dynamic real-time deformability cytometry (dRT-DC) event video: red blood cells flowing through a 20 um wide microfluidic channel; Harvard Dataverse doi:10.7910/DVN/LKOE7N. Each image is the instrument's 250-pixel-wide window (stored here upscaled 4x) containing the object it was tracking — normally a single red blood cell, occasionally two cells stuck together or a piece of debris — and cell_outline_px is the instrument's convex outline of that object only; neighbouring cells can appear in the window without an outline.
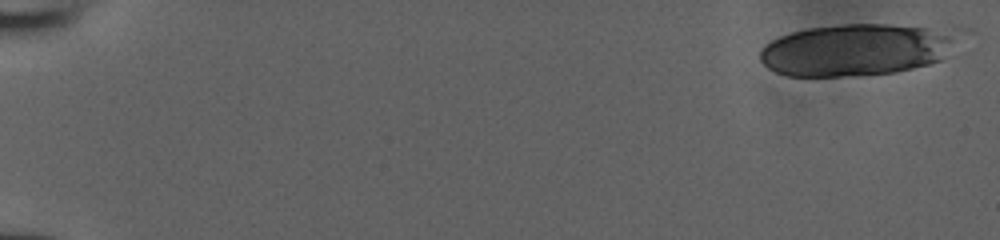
{"species": "human", "species_latin": "Homo sapiens", "temperature_condition": "room temperature", "stored_images_in_passage": 21, "camera_frame_rate_fps": 3000, "um_per_image_px": 0.085, "donor": {"sex": "male"}, "frame": {"image": 1, "passage_image": 1, "time_ms": 0.0, "image_size_px": [1000, 240], "cell_outline_px": [[976, 32], [944, 60], [896, 72], [856, 76], [788, 76], [776, 72], [768, 68], [760, 60], [760, 48], [764, 44], [780, 36], [792, 32], [808, 28], [844, 24], [960, 24], [972, 28]], "centroid_in_image_um": [73.27, 4.14], "position_along_channel_um": 11.7, "area_um2": 64.04}}